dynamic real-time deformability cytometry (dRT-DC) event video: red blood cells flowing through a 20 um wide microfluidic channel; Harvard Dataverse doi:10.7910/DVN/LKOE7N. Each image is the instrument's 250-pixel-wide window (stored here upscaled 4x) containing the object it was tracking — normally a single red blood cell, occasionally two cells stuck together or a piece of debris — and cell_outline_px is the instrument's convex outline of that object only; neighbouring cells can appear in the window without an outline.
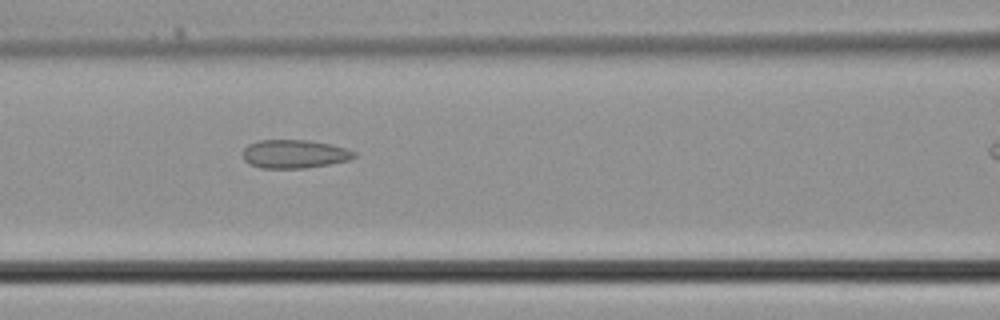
{"species": "common noctule bat (a hibernating species)", "species_latin": "Nyctalus noctula", "temperature_condition": "cold", "stored_images_in_passage": 13, "camera_frame_rate_fps": 3000, "um_per_image_px": 0.085, "animal": {"sex": "male", "body_mass_g": 21.5, "forearm_length_mm": 52.0}, "frame": {"image": 1, "passage_image": 10, "time_ms": 3.0, "image_size_px": [1000, 320], "cell_outline_px": [[356, 156], [348, 160], [328, 164], [304, 168], [260, 168], [248, 164], [244, 160], [244, 148], [248, 144], [260, 140], [308, 140], [332, 144], [348, 148], [356, 152]], "centroid_in_image_um": [25.03, 13.08], "position_along_channel_um": 141.6, "area_um2": 18.55}}